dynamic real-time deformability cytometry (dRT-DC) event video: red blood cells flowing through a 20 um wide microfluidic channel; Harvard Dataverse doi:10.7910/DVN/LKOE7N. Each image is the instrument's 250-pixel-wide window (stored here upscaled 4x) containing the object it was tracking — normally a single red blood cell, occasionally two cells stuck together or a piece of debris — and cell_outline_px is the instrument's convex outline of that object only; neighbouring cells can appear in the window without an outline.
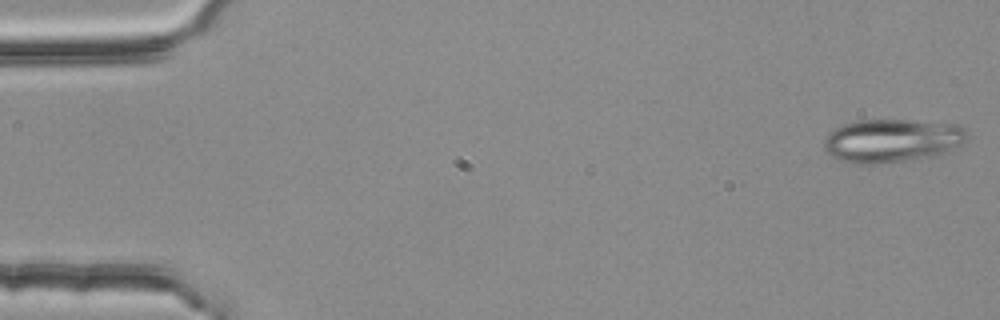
{"species": "common noctule bat (a hibernating species)", "species_latin": "Nyctalus noctula", "temperature_condition": "room temperature", "stored_images_in_passage": 50, "camera_frame_rate_fps": 3000, "um_per_image_px": 0.085, "animal": {"sex": "female", "body_mass_g": 25.1}, "frame": {"image": 1, "passage_image": 1, "time_ms": 0.0, "image_size_px": [1000, 320], "cell_outline_px": [[968, 140], [952, 148], [932, 156], [876, 164], [852, 164], [840, 160], [832, 156], [824, 148], [824, 136], [836, 128], [844, 124], [860, 120], [908, 120], [956, 124], [964, 128], [968, 132]], "centroid_in_image_um": [75.79, 11.94], "position_along_channel_um": 9.2, "area_um2": 35.95}}
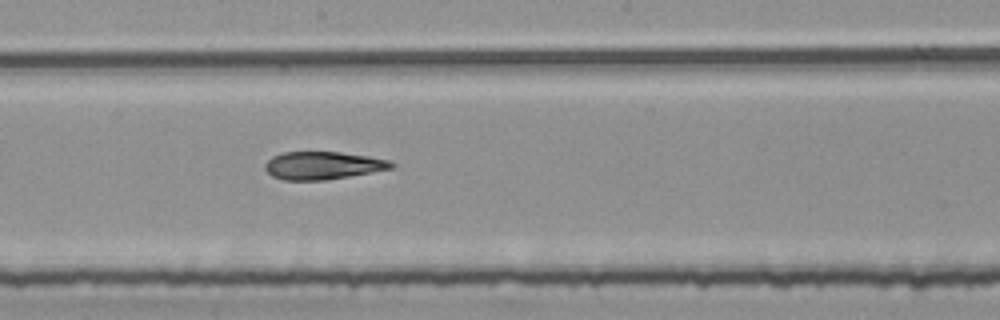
{"frame": {"image": 2, "passage_image": 29, "time_ms": 9.333, "image_size_px": [1000, 320], "cell_outline_px": [[396, 164], [392, 168], [372, 172], [324, 180], [284, 180], [272, 176], [264, 168], [264, 164], [272, 156], [284, 152], [340, 152], [368, 156], [388, 160]], "centroid_in_image_um": [27.42, 14.06], "position_along_channel_um": 220.8, "area_um2": 20.35}}
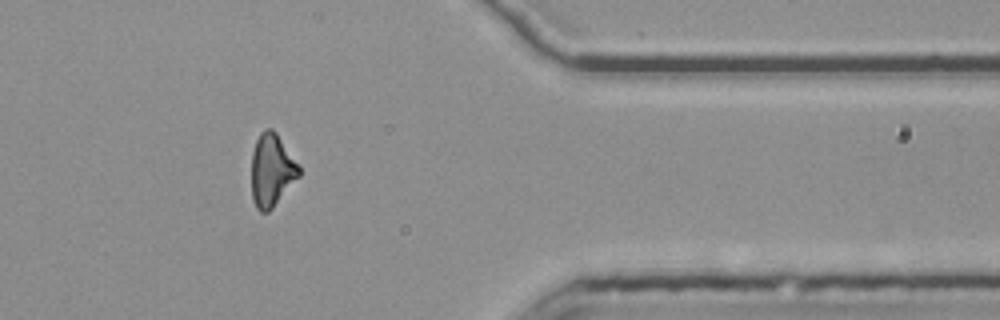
{"frame": {"image": 3, "passage_image": 44, "time_ms": 14.333, "image_size_px": [1000, 320], "cell_outline_px": [[300, 176], [272, 208], [268, 212], [260, 212], [256, 208], [252, 196], [252, 152], [256, 140], [260, 132], [264, 128], [272, 128], [276, 132], [300, 164]], "centroid_in_image_um": [23.11, 14.44], "position_along_channel_um": 388.3, "area_um2": 20.35}, "authors_computed_cell_mechanics": {"area_um2": 21.4438, "velocity_mm_per_s": 3.7744, "shape_relaxation_time_tau1_ms": null, "shape_relaxation_time_tau2_ms": 4.8252, "deformation_change_tau1": null, "deformation_change_tau2": 0.1389}}